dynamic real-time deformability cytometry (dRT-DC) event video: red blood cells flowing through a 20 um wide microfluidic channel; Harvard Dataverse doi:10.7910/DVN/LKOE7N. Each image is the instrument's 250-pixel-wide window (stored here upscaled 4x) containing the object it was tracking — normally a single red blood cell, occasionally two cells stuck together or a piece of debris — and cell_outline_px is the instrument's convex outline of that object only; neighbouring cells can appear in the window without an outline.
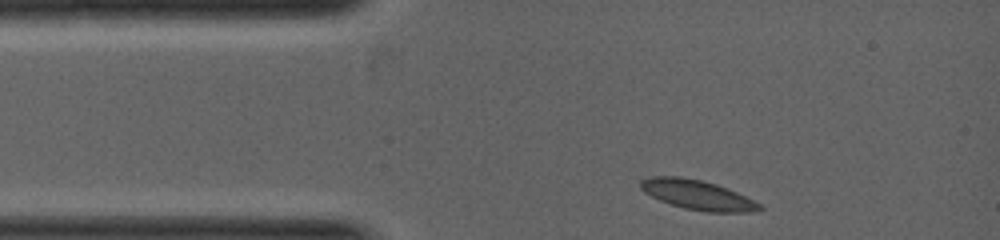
{"species": "common noctule bat (a hibernating species)", "species_latin": "Nyctalus noctula", "temperature_condition": "warm", "stored_images_in_passage": 4, "camera_frame_rate_fps": 5000, "um_per_image_px": 0.085, "animal": {"sex": "female", "body_mass_g": 19.0, "forearm_length_mm": 53.3}, "frame": {"image": 1, "passage_image": 1, "time_ms": 0.0, "image_size_px": [1000, 240], "cell_outline_px": [[764, 208], [748, 212], [704, 212], [684, 208], [660, 200], [644, 192], [640, 188], [640, 180], [652, 176], [680, 176], [700, 180], [716, 184], [736, 192], [760, 204]], "centroid_in_image_um": [59.25, 16.56], "position_along_channel_um": 25.8, "area_um2": 20.29}}